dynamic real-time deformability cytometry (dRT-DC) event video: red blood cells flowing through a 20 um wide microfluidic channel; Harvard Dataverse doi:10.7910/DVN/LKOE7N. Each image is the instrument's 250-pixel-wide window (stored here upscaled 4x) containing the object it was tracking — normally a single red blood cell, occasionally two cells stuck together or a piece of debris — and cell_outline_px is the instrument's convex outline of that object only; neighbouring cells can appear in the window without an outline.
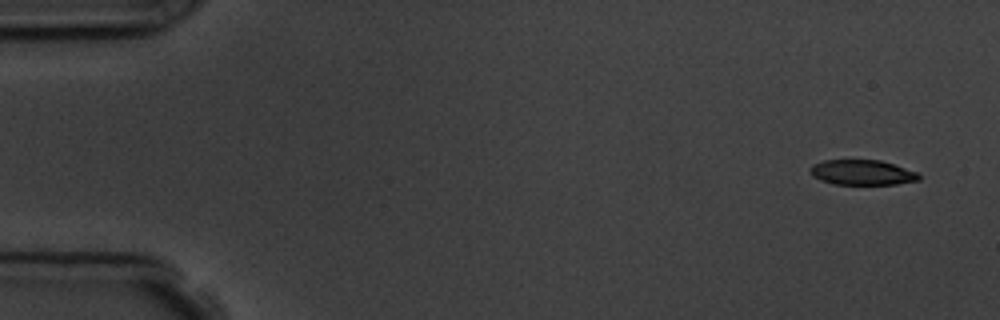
{"species": "common noctule bat (a hibernating species)", "species_latin": "Nyctalus noctula", "temperature_condition": "room temperature", "stored_images_in_passage": 5, "segment_of_instrument_passage": [1, 2], "camera_frame_rate_fps": 3000, "um_per_image_px": 0.085, "animal": {"sex": "male", "body_mass_g": 19.5, "forearm_length_mm": 54.6}, "frame": {"image": 1, "passage_image": 1, "time_ms": 0.0, "image_size_px": [1000, 320], "cell_outline_px": [[920, 180], [896, 184], [832, 184], [820, 180], [812, 176], [808, 168], [812, 164], [824, 160], [880, 160], [916, 172], [920, 176]], "centroid_in_image_um": [73.22, 14.66], "position_along_channel_um": 11.8, "area_um2": 15.9}}
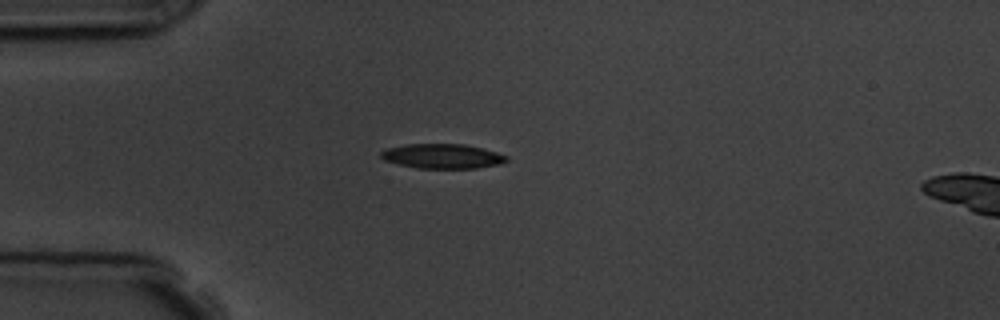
{"frame": {"image": 2, "passage_image": 4, "time_ms": 4.0, "image_size_px": [1000, 320], "cell_outline_px": [[508, 160], [500, 164], [476, 168], [416, 168], [384, 160], [380, 156], [380, 152], [388, 148], [408, 144], [464, 144], [496, 152], [508, 156]], "centroid_in_image_um": [37.61, 13.28], "position_along_channel_um": 47.4, "area_um2": 17.86}}